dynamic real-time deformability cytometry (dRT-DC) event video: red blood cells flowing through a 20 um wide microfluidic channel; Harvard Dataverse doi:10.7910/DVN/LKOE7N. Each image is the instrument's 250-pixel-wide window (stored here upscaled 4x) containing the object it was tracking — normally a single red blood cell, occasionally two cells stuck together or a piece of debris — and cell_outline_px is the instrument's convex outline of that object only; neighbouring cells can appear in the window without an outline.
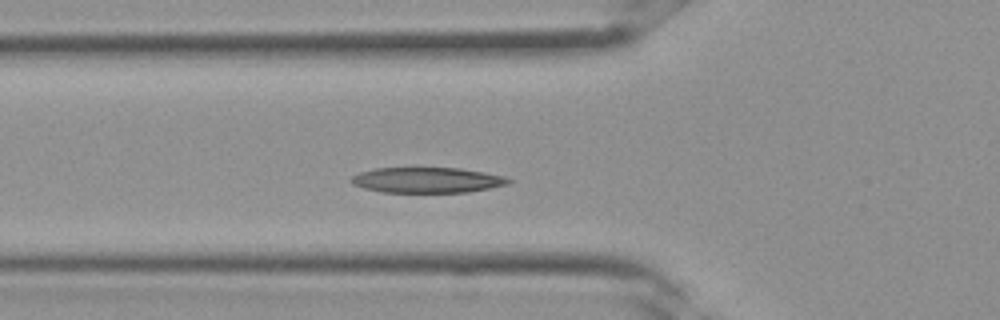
{"species": "Egyptian fruit bat (a non-hibernating species)", "species_latin": "Rousettus aegyptiacus", "temperature_condition": "room temperature", "stored_images_in_passage": 28, "camera_frame_rate_fps": 3000, "um_per_image_px": 0.085, "frame": {"image": 1, "passage_image": 5, "time_ms": 1.333, "image_size_px": [1000, 320], "cell_outline_px": [[512, 180], [508, 184], [468, 192], [380, 192], [364, 188], [352, 184], [348, 180], [352, 176], [360, 172], [376, 168], [460, 168], [484, 172], [504, 176]], "centroid_in_image_um": [36.27, 15.3], "position_along_channel_um": 89.5, "area_um2": 23.29}}
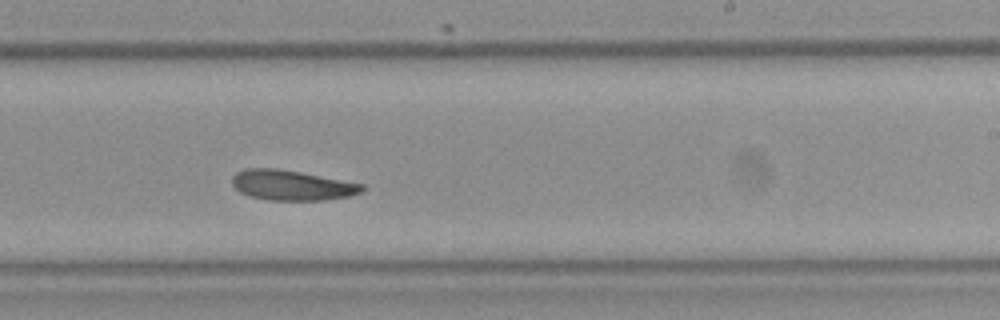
{"frame": {"image": 2, "passage_image": 14, "time_ms": 4.333, "image_size_px": [1000, 320], "cell_outline_px": [[364, 188], [360, 192], [348, 196], [324, 200], [268, 200], [252, 196], [240, 192], [232, 184], [232, 176], [236, 172], [244, 168], [276, 168], [300, 172], [364, 184]], "centroid_in_image_um": [24.77, 15.73], "position_along_channel_um": 264.2, "area_um2": 22.66}}
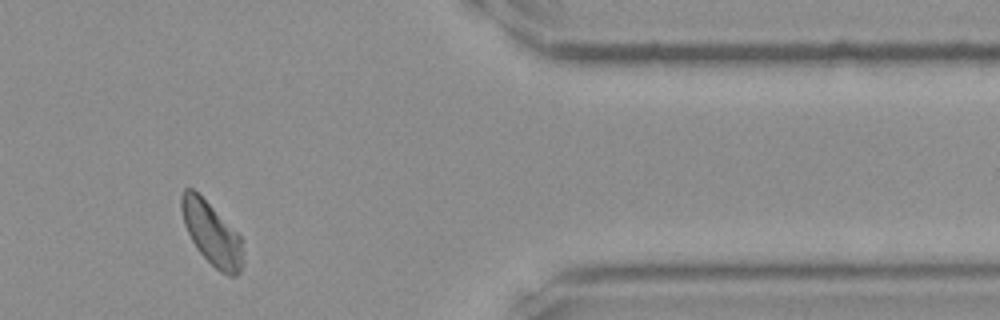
{"frame": {"image": 3, "passage_image": 22, "time_ms": 7.0, "image_size_px": [1000, 320], "cell_outline_px": [[244, 264], [240, 272], [236, 276], [228, 276], [220, 272], [196, 248], [184, 224], [180, 208], [180, 196], [184, 188], [192, 188], [240, 236], [244, 260]], "centroid_in_image_um": [17.99, 19.89], "position_along_channel_um": 393.4, "area_um2": 22.14}}